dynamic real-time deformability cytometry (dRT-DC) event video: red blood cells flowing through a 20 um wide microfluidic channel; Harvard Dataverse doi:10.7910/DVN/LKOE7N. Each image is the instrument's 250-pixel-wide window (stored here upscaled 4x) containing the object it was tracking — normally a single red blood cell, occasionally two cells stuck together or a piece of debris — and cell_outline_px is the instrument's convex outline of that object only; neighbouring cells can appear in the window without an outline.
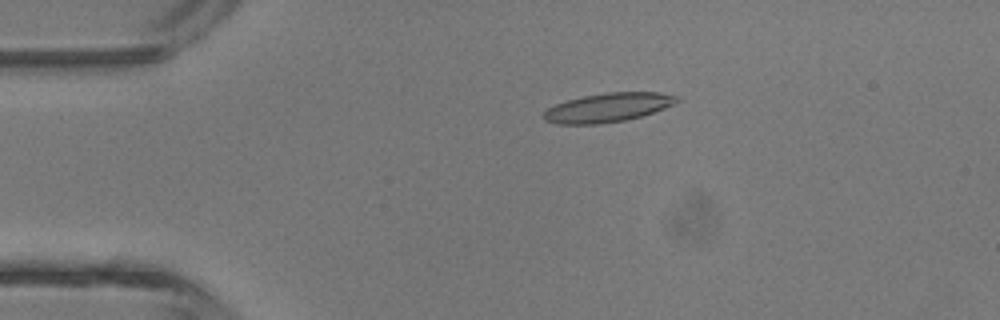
{"species": "common noctule bat (a hibernating species)", "species_latin": "Nyctalus noctula", "temperature_condition": "room temperature", "stored_images_in_passage": 3, "camera_frame_rate_fps": 3000, "um_per_image_px": 0.085, "animal": {"sex": "male", "body_mass_g": 13.3}, "frame": {"image": 1, "passage_image": 2, "time_ms": 1.0, "image_size_px": [1000, 320], "cell_outline_px": [[680, 100], [676, 104], [640, 116], [624, 120], [600, 124], [556, 124], [544, 120], [544, 112], [548, 108], [556, 104], [568, 100], [584, 96], [608, 92], [660, 92], [680, 96]], "centroid_in_image_um": [51.71, 9.13], "position_along_channel_um": 33.3, "area_um2": 22.43}}